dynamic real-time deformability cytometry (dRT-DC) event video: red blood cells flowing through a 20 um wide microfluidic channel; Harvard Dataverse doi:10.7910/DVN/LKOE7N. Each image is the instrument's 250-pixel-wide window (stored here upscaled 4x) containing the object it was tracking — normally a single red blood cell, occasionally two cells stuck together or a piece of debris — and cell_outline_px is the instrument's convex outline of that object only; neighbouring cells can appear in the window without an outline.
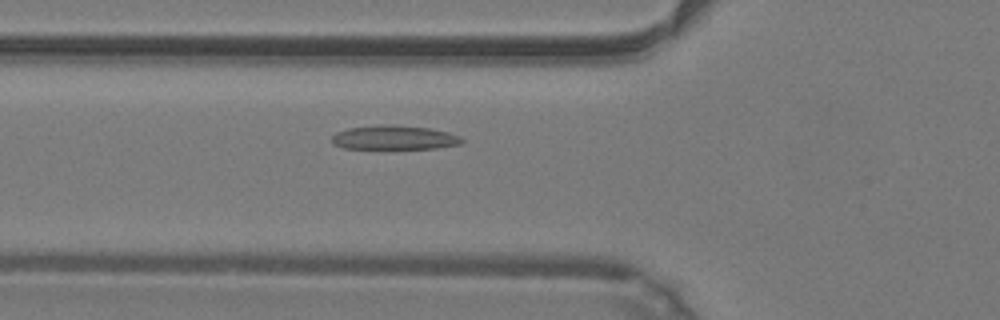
{"species": "common noctule bat (a hibernating species)", "species_latin": "Nyctalus noctula", "temperature_condition": "warm", "stored_images_in_passage": 49, "camera_frame_rate_fps": 3000, "um_per_image_px": 0.085, "animal": {"sex": "male", "body_mass_g": 19.2, "forearm_length_mm": 51.8}, "frame": {"image": 1, "passage_image": 18, "time_ms": 5.667, "image_size_px": [1000, 320], "cell_outline_px": [[464, 144], [436, 148], [344, 148], [332, 144], [332, 136], [336, 132], [348, 128], [380, 124], [396, 124], [428, 128], [448, 132], [460, 136], [464, 140]], "centroid_in_image_um": [33.53, 11.68], "position_along_channel_um": 92.3, "area_um2": 18.44}}
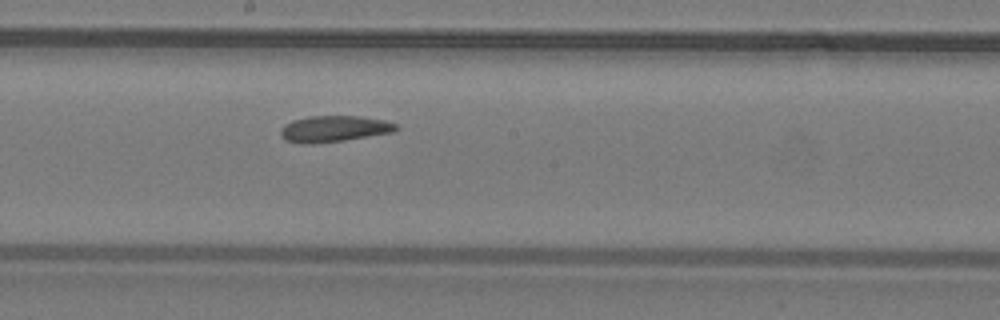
{"frame": {"image": 2, "passage_image": 27, "time_ms": 8.667, "image_size_px": [1000, 320], "cell_outline_px": [[400, 128], [392, 132], [344, 140], [312, 144], [300, 144], [284, 140], [280, 136], [280, 128], [284, 124], [292, 120], [308, 116], [360, 116], [384, 120], [396, 124]], "centroid_in_image_um": [28.33, 10.95], "position_along_channel_um": 219.9, "area_um2": 17.8}}
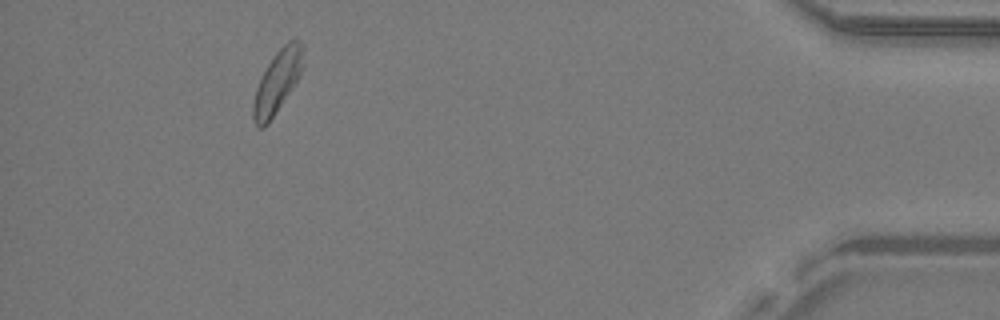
{"frame": {"image": 3, "passage_image": 45, "time_ms": 14.667, "image_size_px": [1000, 320], "cell_outline_px": [[304, 68], [268, 124], [260, 128], [256, 128], [252, 120], [252, 104], [256, 88], [260, 76], [276, 52], [288, 40], [300, 40], [304, 44]], "centroid_in_image_um": [23.57, 6.93], "position_along_channel_um": 411.6, "area_um2": 18.32}, "authors_computed_cell_mechanics": {"area_um2": 18.4382, "velocity_mm_per_s": 4.2419, "shape_relaxation_time_tau1_ms": 6.2832, "shape_relaxation_time_tau2_ms": null, "deformation_change_tau1": 0.1331, "deformation_change_tau2": null}}